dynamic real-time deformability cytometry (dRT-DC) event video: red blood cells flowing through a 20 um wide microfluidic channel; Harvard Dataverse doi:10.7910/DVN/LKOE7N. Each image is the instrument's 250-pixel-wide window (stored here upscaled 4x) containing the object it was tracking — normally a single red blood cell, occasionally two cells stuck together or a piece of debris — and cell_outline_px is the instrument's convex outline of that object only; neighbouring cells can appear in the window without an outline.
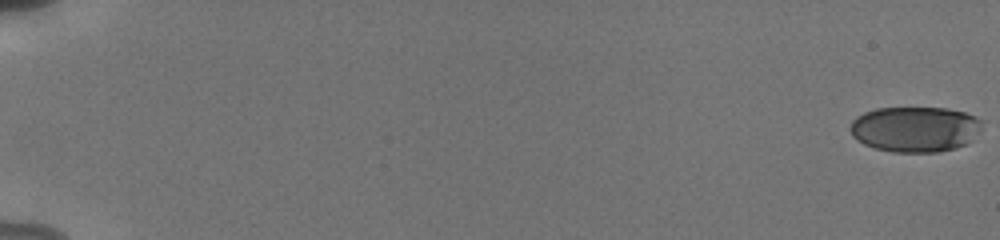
{"species": "human", "species_latin": "Homo sapiens", "temperature_condition": "cold", "stored_images_in_passage": 57, "camera_frame_rate_fps": 3000, "um_per_image_px": 0.085, "donor": {"sex": "male"}, "frame": {"image": 1, "passage_image": 1, "time_ms": 0.0, "image_size_px": [1000, 240], "cell_outline_px": [[984, 120], [980, 128], [972, 140], [956, 148], [940, 152], [892, 152], [876, 148], [864, 144], [856, 140], [852, 136], [848, 128], [852, 120], [856, 116], [864, 112], [876, 108], [948, 108], [964, 112], [976, 116]], "centroid_in_image_um": [77.76, 10.97], "position_along_channel_um": 7.2, "area_um2": 35.32}}
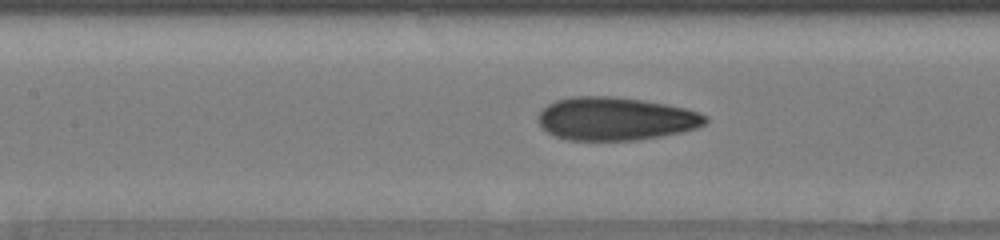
{"frame": {"image": 2, "passage_image": 29, "time_ms": 9.333, "image_size_px": [1000, 240], "cell_outline_px": [[708, 120], [704, 124], [696, 128], [680, 132], [660, 136], [636, 140], [568, 140], [556, 136], [548, 132], [536, 120], [536, 116], [548, 104], [556, 100], [572, 96], [612, 96], [668, 104], [688, 108], [700, 112], [708, 116]], "centroid_in_image_um": [52.33, 10.08], "position_along_channel_um": 155.1, "area_um2": 42.14}}
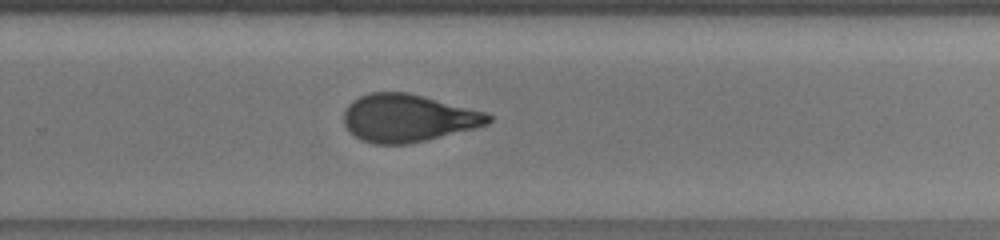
{"frame": {"image": 3, "passage_image": 40, "time_ms": 13.0, "image_size_px": [1000, 240], "cell_outline_px": [[492, 120], [488, 124], [476, 128], [408, 144], [372, 144], [360, 140], [348, 132], [344, 124], [344, 112], [348, 104], [352, 100], [368, 92], [408, 92], [424, 96], [484, 112], [492, 116]], "centroid_in_image_um": [34.63, 10.04], "position_along_channel_um": 295.2, "area_um2": 40.23}, "authors_computed_cell_mechanics": {"area_um2": 39.6508, "velocity_mm_per_s": 3.8308, "shape_relaxation_time_tau1_ms": 5.5667, "shape_relaxation_time_tau2_ms": 1.2456, "deformation_change_tau1": 0.1948, "deformation_change_tau2": 0.0795}}